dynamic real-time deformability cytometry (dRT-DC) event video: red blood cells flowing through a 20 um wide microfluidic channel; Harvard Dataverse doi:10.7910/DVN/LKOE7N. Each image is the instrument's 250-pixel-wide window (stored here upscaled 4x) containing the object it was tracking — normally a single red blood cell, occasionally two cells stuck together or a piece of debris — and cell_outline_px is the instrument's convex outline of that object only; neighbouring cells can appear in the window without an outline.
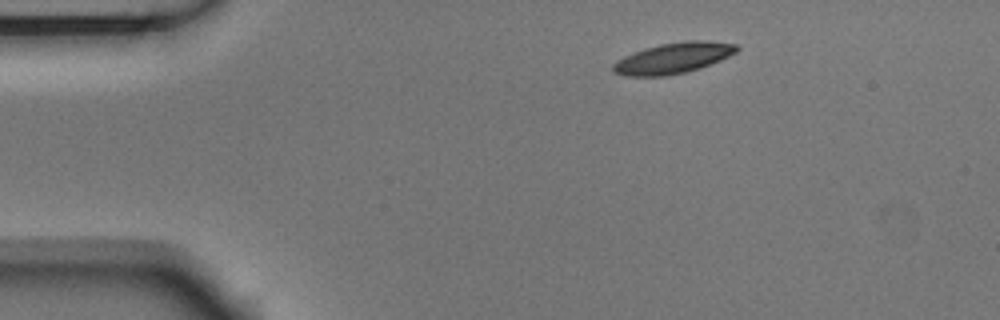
{"species": "Egyptian fruit bat (a non-hibernating species)", "species_latin": "Rousettus aegyptiacus", "temperature_condition": "room temperature", "stored_images_in_passage": 46, "camera_frame_rate_fps": 3000, "um_per_image_px": 0.085, "animal": {"sex": "male"}, "frame": {"image": 1, "passage_image": 1, "time_ms": 0.0, "image_size_px": [1000, 320], "cell_outline_px": [[740, 48], [736, 52], [720, 60], [700, 68], [684, 72], [664, 76], [624, 76], [616, 72], [612, 68], [612, 64], [616, 60], [624, 56], [644, 48], [660, 44], [684, 40], [704, 40], [736, 44]], "centroid_in_image_um": [57.21, 4.92], "position_along_channel_um": 27.8, "area_um2": 22.14}}
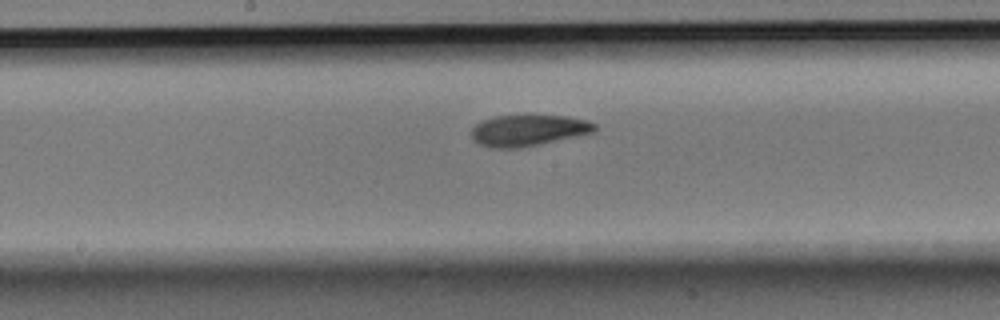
{"frame": {"image": 2, "passage_image": 20, "time_ms": 6.333, "image_size_px": [1000, 320], "cell_outline_px": [[596, 132], [540, 144], [520, 148], [492, 148], [480, 144], [472, 140], [472, 128], [476, 124], [484, 120], [496, 116], [524, 112], [568, 116], [588, 120], [596, 124]], "centroid_in_image_um": [44.93, 11.03], "position_along_channel_um": 203.3, "area_um2": 23.41}}
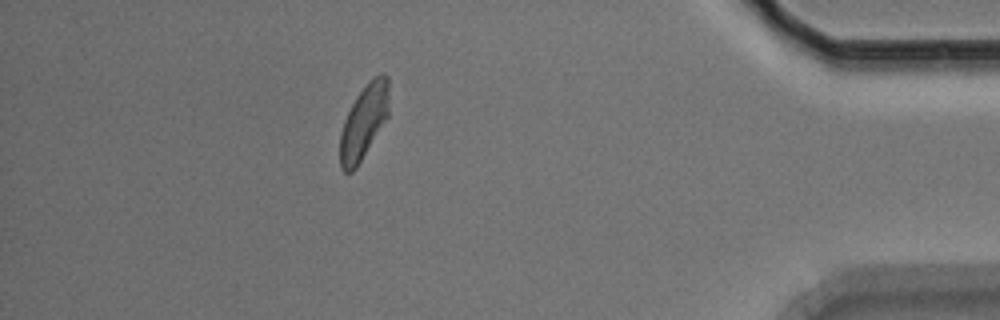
{"frame": {"image": 3, "passage_image": 40, "time_ms": 13.0, "image_size_px": [1000, 320], "cell_outline_px": [[388, 116], [356, 168], [352, 172], [344, 172], [340, 168], [340, 132], [344, 120], [356, 96], [368, 80], [372, 76], [388, 76]], "centroid_in_image_um": [30.9, 10.37], "position_along_channel_um": 404.3, "area_um2": 20.92}, "authors_computed_cell_mechanics": {"area_um2": 22.2819, "velocity_mm_per_s": 3.694, "shape_relaxation_time_tau1_ms": 4.5734, "shape_relaxation_time_tau2_ms": 3.1817, "deformation_change_tau1": 0.1413, "deformation_change_tau2": 0.0796}}